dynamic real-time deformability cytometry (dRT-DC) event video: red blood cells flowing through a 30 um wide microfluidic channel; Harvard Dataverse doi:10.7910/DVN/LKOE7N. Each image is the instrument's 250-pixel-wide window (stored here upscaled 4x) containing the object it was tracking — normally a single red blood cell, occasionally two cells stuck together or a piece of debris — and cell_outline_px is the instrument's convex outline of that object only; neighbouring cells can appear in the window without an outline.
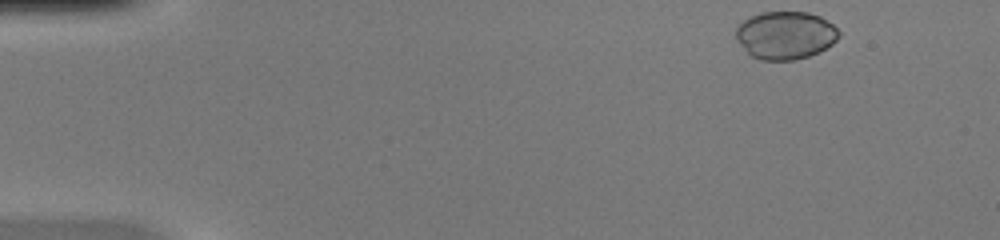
{"species": "common noctule bat (a hibernating species)", "species_latin": "Nyctalus noctula", "temperature_condition": "warm", "stored_images_in_passage": 46, "camera_frame_rate_fps": 3000, "um_per_image_px": 0.085, "animal": {"sex": "female", "body_mass_g": 20.0, "forearm_length_mm": 54.0}, "frame": {"image": 1, "passage_image": 1, "time_ms": 0.0, "image_size_px": [1000, 240], "cell_outline_px": [[840, 36], [832, 44], [820, 52], [808, 56], [792, 60], [760, 60], [752, 56], [736, 40], [736, 28], [744, 20], [760, 12], [808, 12], [820, 16], [832, 24], [840, 32]], "centroid_in_image_um": [66.77, 2.99], "position_along_channel_um": 18.2, "area_um2": 28.67}}
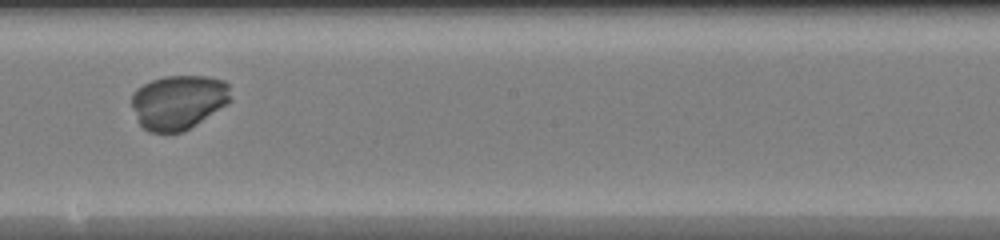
{"frame": {"image": 2, "passage_image": 25, "time_ms": 8.0, "image_size_px": [1000, 240], "cell_outline_px": [[232, 100], [228, 104], [196, 124], [180, 132], [148, 132], [140, 124], [132, 108], [132, 92], [136, 88], [152, 80], [164, 76], [208, 76], [224, 80], [228, 84]], "centroid_in_image_um": [15.18, 8.66], "position_along_channel_um": 233.0, "area_um2": 31.44}}
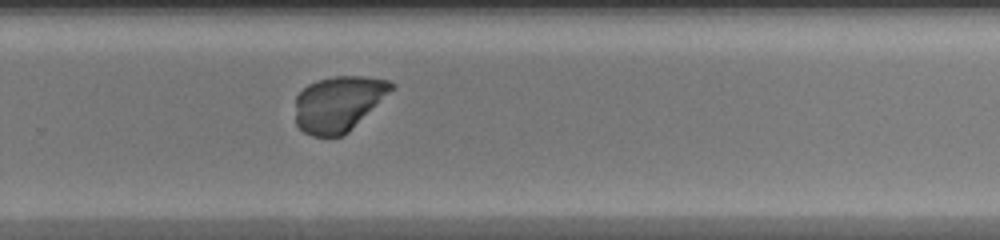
{"frame": {"image": 3, "passage_image": 30, "time_ms": 9.667, "image_size_px": [1000, 240], "cell_outline_px": [[396, 88], [344, 136], [312, 136], [304, 132], [296, 124], [296, 96], [308, 84], [316, 80], [336, 76], [368, 76], [388, 80], [396, 84]], "centroid_in_image_um": [28.81, 8.8], "position_along_channel_um": 301.0, "area_um2": 31.27}}